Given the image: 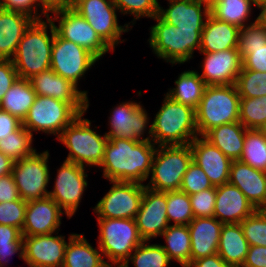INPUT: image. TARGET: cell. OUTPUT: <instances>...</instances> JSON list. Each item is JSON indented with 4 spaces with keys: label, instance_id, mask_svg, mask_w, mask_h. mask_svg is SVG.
I'll return each mask as SVG.
<instances>
[{
    "label": "cell",
    "instance_id": "obj_19",
    "mask_svg": "<svg viewBox=\"0 0 266 267\" xmlns=\"http://www.w3.org/2000/svg\"><path fill=\"white\" fill-rule=\"evenodd\" d=\"M58 233L23 236V261L29 267H62L68 242Z\"/></svg>",
    "mask_w": 266,
    "mask_h": 267
},
{
    "label": "cell",
    "instance_id": "obj_32",
    "mask_svg": "<svg viewBox=\"0 0 266 267\" xmlns=\"http://www.w3.org/2000/svg\"><path fill=\"white\" fill-rule=\"evenodd\" d=\"M174 83L176 87L168 89L166 95L196 110L207 87L199 72L194 70L181 72Z\"/></svg>",
    "mask_w": 266,
    "mask_h": 267
},
{
    "label": "cell",
    "instance_id": "obj_7",
    "mask_svg": "<svg viewBox=\"0 0 266 267\" xmlns=\"http://www.w3.org/2000/svg\"><path fill=\"white\" fill-rule=\"evenodd\" d=\"M98 246L110 267H121L131 253L144 241L135 219L97 218Z\"/></svg>",
    "mask_w": 266,
    "mask_h": 267
},
{
    "label": "cell",
    "instance_id": "obj_54",
    "mask_svg": "<svg viewBox=\"0 0 266 267\" xmlns=\"http://www.w3.org/2000/svg\"><path fill=\"white\" fill-rule=\"evenodd\" d=\"M242 267H266V246H250Z\"/></svg>",
    "mask_w": 266,
    "mask_h": 267
},
{
    "label": "cell",
    "instance_id": "obj_34",
    "mask_svg": "<svg viewBox=\"0 0 266 267\" xmlns=\"http://www.w3.org/2000/svg\"><path fill=\"white\" fill-rule=\"evenodd\" d=\"M165 244L161 245L171 261L186 267L191 262V243L188 225L170 224L161 234Z\"/></svg>",
    "mask_w": 266,
    "mask_h": 267
},
{
    "label": "cell",
    "instance_id": "obj_57",
    "mask_svg": "<svg viewBox=\"0 0 266 267\" xmlns=\"http://www.w3.org/2000/svg\"><path fill=\"white\" fill-rule=\"evenodd\" d=\"M41 3L50 11L60 7H69L74 0H40Z\"/></svg>",
    "mask_w": 266,
    "mask_h": 267
},
{
    "label": "cell",
    "instance_id": "obj_51",
    "mask_svg": "<svg viewBox=\"0 0 266 267\" xmlns=\"http://www.w3.org/2000/svg\"><path fill=\"white\" fill-rule=\"evenodd\" d=\"M242 70L266 72V45L258 49H249V54L242 60Z\"/></svg>",
    "mask_w": 266,
    "mask_h": 267
},
{
    "label": "cell",
    "instance_id": "obj_3",
    "mask_svg": "<svg viewBox=\"0 0 266 267\" xmlns=\"http://www.w3.org/2000/svg\"><path fill=\"white\" fill-rule=\"evenodd\" d=\"M152 122V141L158 146L186 145L198 135L195 109L165 94Z\"/></svg>",
    "mask_w": 266,
    "mask_h": 267
},
{
    "label": "cell",
    "instance_id": "obj_5",
    "mask_svg": "<svg viewBox=\"0 0 266 267\" xmlns=\"http://www.w3.org/2000/svg\"><path fill=\"white\" fill-rule=\"evenodd\" d=\"M240 99L235 84L207 85L195 110L198 135L203 136L216 126L239 121Z\"/></svg>",
    "mask_w": 266,
    "mask_h": 267
},
{
    "label": "cell",
    "instance_id": "obj_59",
    "mask_svg": "<svg viewBox=\"0 0 266 267\" xmlns=\"http://www.w3.org/2000/svg\"><path fill=\"white\" fill-rule=\"evenodd\" d=\"M254 6H256L258 9L266 4V0H250Z\"/></svg>",
    "mask_w": 266,
    "mask_h": 267
},
{
    "label": "cell",
    "instance_id": "obj_17",
    "mask_svg": "<svg viewBox=\"0 0 266 267\" xmlns=\"http://www.w3.org/2000/svg\"><path fill=\"white\" fill-rule=\"evenodd\" d=\"M36 95L53 97L71 104L80 114L89 108L88 91L78 90L75 84L55 73L51 68L29 79Z\"/></svg>",
    "mask_w": 266,
    "mask_h": 267
},
{
    "label": "cell",
    "instance_id": "obj_23",
    "mask_svg": "<svg viewBox=\"0 0 266 267\" xmlns=\"http://www.w3.org/2000/svg\"><path fill=\"white\" fill-rule=\"evenodd\" d=\"M193 161L203 169L213 186L228 183L232 160L203 136L189 144Z\"/></svg>",
    "mask_w": 266,
    "mask_h": 267
},
{
    "label": "cell",
    "instance_id": "obj_61",
    "mask_svg": "<svg viewBox=\"0 0 266 267\" xmlns=\"http://www.w3.org/2000/svg\"><path fill=\"white\" fill-rule=\"evenodd\" d=\"M259 210H261V211H263V212L266 213V202H265V204Z\"/></svg>",
    "mask_w": 266,
    "mask_h": 267
},
{
    "label": "cell",
    "instance_id": "obj_47",
    "mask_svg": "<svg viewBox=\"0 0 266 267\" xmlns=\"http://www.w3.org/2000/svg\"><path fill=\"white\" fill-rule=\"evenodd\" d=\"M27 202L22 198L0 203V224L14 226L22 231Z\"/></svg>",
    "mask_w": 266,
    "mask_h": 267
},
{
    "label": "cell",
    "instance_id": "obj_38",
    "mask_svg": "<svg viewBox=\"0 0 266 267\" xmlns=\"http://www.w3.org/2000/svg\"><path fill=\"white\" fill-rule=\"evenodd\" d=\"M143 241L124 262L123 265L132 263L135 267H168L171 260L161 244H148Z\"/></svg>",
    "mask_w": 266,
    "mask_h": 267
},
{
    "label": "cell",
    "instance_id": "obj_43",
    "mask_svg": "<svg viewBox=\"0 0 266 267\" xmlns=\"http://www.w3.org/2000/svg\"><path fill=\"white\" fill-rule=\"evenodd\" d=\"M266 45V27L257 17L254 22L239 29L238 51L242 60L249 54V49H258Z\"/></svg>",
    "mask_w": 266,
    "mask_h": 267
},
{
    "label": "cell",
    "instance_id": "obj_56",
    "mask_svg": "<svg viewBox=\"0 0 266 267\" xmlns=\"http://www.w3.org/2000/svg\"><path fill=\"white\" fill-rule=\"evenodd\" d=\"M14 161L8 156L0 152V176H5L12 173Z\"/></svg>",
    "mask_w": 266,
    "mask_h": 267
},
{
    "label": "cell",
    "instance_id": "obj_48",
    "mask_svg": "<svg viewBox=\"0 0 266 267\" xmlns=\"http://www.w3.org/2000/svg\"><path fill=\"white\" fill-rule=\"evenodd\" d=\"M1 9L25 14L34 20H42L44 16L48 18L49 15V10L40 0H1Z\"/></svg>",
    "mask_w": 266,
    "mask_h": 267
},
{
    "label": "cell",
    "instance_id": "obj_53",
    "mask_svg": "<svg viewBox=\"0 0 266 267\" xmlns=\"http://www.w3.org/2000/svg\"><path fill=\"white\" fill-rule=\"evenodd\" d=\"M21 126L22 121L18 117L0 109V140L6 138Z\"/></svg>",
    "mask_w": 266,
    "mask_h": 267
},
{
    "label": "cell",
    "instance_id": "obj_21",
    "mask_svg": "<svg viewBox=\"0 0 266 267\" xmlns=\"http://www.w3.org/2000/svg\"><path fill=\"white\" fill-rule=\"evenodd\" d=\"M66 213L49 196L27 202L22 236L51 234L60 231Z\"/></svg>",
    "mask_w": 266,
    "mask_h": 267
},
{
    "label": "cell",
    "instance_id": "obj_4",
    "mask_svg": "<svg viewBox=\"0 0 266 267\" xmlns=\"http://www.w3.org/2000/svg\"><path fill=\"white\" fill-rule=\"evenodd\" d=\"M156 24L150 27L149 45L154 54L167 63L183 64L193 58L194 50L200 51L203 30L180 29L153 17Z\"/></svg>",
    "mask_w": 266,
    "mask_h": 267
},
{
    "label": "cell",
    "instance_id": "obj_39",
    "mask_svg": "<svg viewBox=\"0 0 266 267\" xmlns=\"http://www.w3.org/2000/svg\"><path fill=\"white\" fill-rule=\"evenodd\" d=\"M166 212L169 224L188 225L195 218L189 195L180 190L167 192Z\"/></svg>",
    "mask_w": 266,
    "mask_h": 267
},
{
    "label": "cell",
    "instance_id": "obj_2",
    "mask_svg": "<svg viewBox=\"0 0 266 267\" xmlns=\"http://www.w3.org/2000/svg\"><path fill=\"white\" fill-rule=\"evenodd\" d=\"M54 37L55 29L49 18L34 20L30 24L11 59L19 78L29 80L50 69Z\"/></svg>",
    "mask_w": 266,
    "mask_h": 267
},
{
    "label": "cell",
    "instance_id": "obj_30",
    "mask_svg": "<svg viewBox=\"0 0 266 267\" xmlns=\"http://www.w3.org/2000/svg\"><path fill=\"white\" fill-rule=\"evenodd\" d=\"M247 128L239 121L216 126L203 137L219 148L231 160H239L244 147Z\"/></svg>",
    "mask_w": 266,
    "mask_h": 267
},
{
    "label": "cell",
    "instance_id": "obj_8",
    "mask_svg": "<svg viewBox=\"0 0 266 267\" xmlns=\"http://www.w3.org/2000/svg\"><path fill=\"white\" fill-rule=\"evenodd\" d=\"M193 161L189 144L157 146L149 182L145 187L159 192L180 190L183 176Z\"/></svg>",
    "mask_w": 266,
    "mask_h": 267
},
{
    "label": "cell",
    "instance_id": "obj_35",
    "mask_svg": "<svg viewBox=\"0 0 266 267\" xmlns=\"http://www.w3.org/2000/svg\"><path fill=\"white\" fill-rule=\"evenodd\" d=\"M251 7L250 0H215L210 4V14L219 21L243 28L250 23Z\"/></svg>",
    "mask_w": 266,
    "mask_h": 267
},
{
    "label": "cell",
    "instance_id": "obj_55",
    "mask_svg": "<svg viewBox=\"0 0 266 267\" xmlns=\"http://www.w3.org/2000/svg\"><path fill=\"white\" fill-rule=\"evenodd\" d=\"M186 267H233L226 263L218 253L191 261Z\"/></svg>",
    "mask_w": 266,
    "mask_h": 267
},
{
    "label": "cell",
    "instance_id": "obj_45",
    "mask_svg": "<svg viewBox=\"0 0 266 267\" xmlns=\"http://www.w3.org/2000/svg\"><path fill=\"white\" fill-rule=\"evenodd\" d=\"M243 234L250 246H266V213L257 209L241 223Z\"/></svg>",
    "mask_w": 266,
    "mask_h": 267
},
{
    "label": "cell",
    "instance_id": "obj_13",
    "mask_svg": "<svg viewBox=\"0 0 266 267\" xmlns=\"http://www.w3.org/2000/svg\"><path fill=\"white\" fill-rule=\"evenodd\" d=\"M109 191L95 207L97 218L135 219L144 194L145 184L137 182L110 181Z\"/></svg>",
    "mask_w": 266,
    "mask_h": 267
},
{
    "label": "cell",
    "instance_id": "obj_46",
    "mask_svg": "<svg viewBox=\"0 0 266 267\" xmlns=\"http://www.w3.org/2000/svg\"><path fill=\"white\" fill-rule=\"evenodd\" d=\"M213 187V184L210 182L209 177L205 174L203 169L192 161L183 176L180 191L191 195Z\"/></svg>",
    "mask_w": 266,
    "mask_h": 267
},
{
    "label": "cell",
    "instance_id": "obj_42",
    "mask_svg": "<svg viewBox=\"0 0 266 267\" xmlns=\"http://www.w3.org/2000/svg\"><path fill=\"white\" fill-rule=\"evenodd\" d=\"M235 86L241 98L266 96V72L241 70Z\"/></svg>",
    "mask_w": 266,
    "mask_h": 267
},
{
    "label": "cell",
    "instance_id": "obj_14",
    "mask_svg": "<svg viewBox=\"0 0 266 267\" xmlns=\"http://www.w3.org/2000/svg\"><path fill=\"white\" fill-rule=\"evenodd\" d=\"M98 59L85 48L60 38L56 33L52 46L50 68L77 87Z\"/></svg>",
    "mask_w": 266,
    "mask_h": 267
},
{
    "label": "cell",
    "instance_id": "obj_33",
    "mask_svg": "<svg viewBox=\"0 0 266 267\" xmlns=\"http://www.w3.org/2000/svg\"><path fill=\"white\" fill-rule=\"evenodd\" d=\"M36 96L30 80L18 78L4 94L0 102V109L23 121L30 107L34 104Z\"/></svg>",
    "mask_w": 266,
    "mask_h": 267
},
{
    "label": "cell",
    "instance_id": "obj_37",
    "mask_svg": "<svg viewBox=\"0 0 266 267\" xmlns=\"http://www.w3.org/2000/svg\"><path fill=\"white\" fill-rule=\"evenodd\" d=\"M33 139V135L22 125L18 130L0 140V152L14 162L19 161L36 151L35 147L33 148Z\"/></svg>",
    "mask_w": 266,
    "mask_h": 267
},
{
    "label": "cell",
    "instance_id": "obj_1",
    "mask_svg": "<svg viewBox=\"0 0 266 267\" xmlns=\"http://www.w3.org/2000/svg\"><path fill=\"white\" fill-rule=\"evenodd\" d=\"M157 145L153 141H135L109 138L99 168L109 181L137 182L143 184L150 176Z\"/></svg>",
    "mask_w": 266,
    "mask_h": 267
},
{
    "label": "cell",
    "instance_id": "obj_16",
    "mask_svg": "<svg viewBox=\"0 0 266 267\" xmlns=\"http://www.w3.org/2000/svg\"><path fill=\"white\" fill-rule=\"evenodd\" d=\"M149 119L146 109L140 102L119 103L111 110L108 121L110 130L105 134L108 139L116 137L135 141H152V125H149ZM148 126H150L149 130ZM146 132H148V137L143 138Z\"/></svg>",
    "mask_w": 266,
    "mask_h": 267
},
{
    "label": "cell",
    "instance_id": "obj_22",
    "mask_svg": "<svg viewBox=\"0 0 266 267\" xmlns=\"http://www.w3.org/2000/svg\"><path fill=\"white\" fill-rule=\"evenodd\" d=\"M168 8L159 4L158 17L171 25L186 30H203L210 15V4L204 0H167Z\"/></svg>",
    "mask_w": 266,
    "mask_h": 267
},
{
    "label": "cell",
    "instance_id": "obj_11",
    "mask_svg": "<svg viewBox=\"0 0 266 267\" xmlns=\"http://www.w3.org/2000/svg\"><path fill=\"white\" fill-rule=\"evenodd\" d=\"M84 17L101 39L114 51L123 33L131 27L126 23L119 25L118 9L112 0H74L70 6Z\"/></svg>",
    "mask_w": 266,
    "mask_h": 267
},
{
    "label": "cell",
    "instance_id": "obj_6",
    "mask_svg": "<svg viewBox=\"0 0 266 267\" xmlns=\"http://www.w3.org/2000/svg\"><path fill=\"white\" fill-rule=\"evenodd\" d=\"M80 114L71 124L64 128L57 138L69 153L65 161L82 167H99L102 163L108 137L98 134L91 128V121Z\"/></svg>",
    "mask_w": 266,
    "mask_h": 267
},
{
    "label": "cell",
    "instance_id": "obj_28",
    "mask_svg": "<svg viewBox=\"0 0 266 267\" xmlns=\"http://www.w3.org/2000/svg\"><path fill=\"white\" fill-rule=\"evenodd\" d=\"M239 29L235 25L217 20L210 14L201 33L199 52L212 53L237 48Z\"/></svg>",
    "mask_w": 266,
    "mask_h": 267
},
{
    "label": "cell",
    "instance_id": "obj_62",
    "mask_svg": "<svg viewBox=\"0 0 266 267\" xmlns=\"http://www.w3.org/2000/svg\"><path fill=\"white\" fill-rule=\"evenodd\" d=\"M206 3H208V4H211V3H213L215 0H204Z\"/></svg>",
    "mask_w": 266,
    "mask_h": 267
},
{
    "label": "cell",
    "instance_id": "obj_52",
    "mask_svg": "<svg viewBox=\"0 0 266 267\" xmlns=\"http://www.w3.org/2000/svg\"><path fill=\"white\" fill-rule=\"evenodd\" d=\"M20 198L12 173L0 176V203L16 201Z\"/></svg>",
    "mask_w": 266,
    "mask_h": 267
},
{
    "label": "cell",
    "instance_id": "obj_25",
    "mask_svg": "<svg viewBox=\"0 0 266 267\" xmlns=\"http://www.w3.org/2000/svg\"><path fill=\"white\" fill-rule=\"evenodd\" d=\"M228 183L238 187L245 197L260 209L266 202V172L240 160H232Z\"/></svg>",
    "mask_w": 266,
    "mask_h": 267
},
{
    "label": "cell",
    "instance_id": "obj_10",
    "mask_svg": "<svg viewBox=\"0 0 266 267\" xmlns=\"http://www.w3.org/2000/svg\"><path fill=\"white\" fill-rule=\"evenodd\" d=\"M80 113L69 103L53 97L37 95L22 125L33 135L43 132L58 138L65 127L71 124Z\"/></svg>",
    "mask_w": 266,
    "mask_h": 267
},
{
    "label": "cell",
    "instance_id": "obj_58",
    "mask_svg": "<svg viewBox=\"0 0 266 267\" xmlns=\"http://www.w3.org/2000/svg\"><path fill=\"white\" fill-rule=\"evenodd\" d=\"M259 9L261 12L257 17V20L266 27V4L261 6Z\"/></svg>",
    "mask_w": 266,
    "mask_h": 267
},
{
    "label": "cell",
    "instance_id": "obj_60",
    "mask_svg": "<svg viewBox=\"0 0 266 267\" xmlns=\"http://www.w3.org/2000/svg\"><path fill=\"white\" fill-rule=\"evenodd\" d=\"M258 130L266 137V121L258 128Z\"/></svg>",
    "mask_w": 266,
    "mask_h": 267
},
{
    "label": "cell",
    "instance_id": "obj_50",
    "mask_svg": "<svg viewBox=\"0 0 266 267\" xmlns=\"http://www.w3.org/2000/svg\"><path fill=\"white\" fill-rule=\"evenodd\" d=\"M19 78L11 60L0 59V102L4 94Z\"/></svg>",
    "mask_w": 266,
    "mask_h": 267
},
{
    "label": "cell",
    "instance_id": "obj_20",
    "mask_svg": "<svg viewBox=\"0 0 266 267\" xmlns=\"http://www.w3.org/2000/svg\"><path fill=\"white\" fill-rule=\"evenodd\" d=\"M204 59L200 64V77L207 85L235 84L241 72L242 58L237 48L212 53L200 52Z\"/></svg>",
    "mask_w": 266,
    "mask_h": 267
},
{
    "label": "cell",
    "instance_id": "obj_27",
    "mask_svg": "<svg viewBox=\"0 0 266 267\" xmlns=\"http://www.w3.org/2000/svg\"><path fill=\"white\" fill-rule=\"evenodd\" d=\"M33 21L25 14L0 9V59H12L24 32Z\"/></svg>",
    "mask_w": 266,
    "mask_h": 267
},
{
    "label": "cell",
    "instance_id": "obj_12",
    "mask_svg": "<svg viewBox=\"0 0 266 267\" xmlns=\"http://www.w3.org/2000/svg\"><path fill=\"white\" fill-rule=\"evenodd\" d=\"M49 157L48 150L42 153L35 151L32 155L14 162L12 175L20 197L26 202L49 195Z\"/></svg>",
    "mask_w": 266,
    "mask_h": 267
},
{
    "label": "cell",
    "instance_id": "obj_9",
    "mask_svg": "<svg viewBox=\"0 0 266 267\" xmlns=\"http://www.w3.org/2000/svg\"><path fill=\"white\" fill-rule=\"evenodd\" d=\"M48 18L53 23L55 33L60 38L85 48L98 60L109 51L114 52L95 32L87 20L70 6L50 10ZM56 21H58V26L55 24Z\"/></svg>",
    "mask_w": 266,
    "mask_h": 267
},
{
    "label": "cell",
    "instance_id": "obj_40",
    "mask_svg": "<svg viewBox=\"0 0 266 267\" xmlns=\"http://www.w3.org/2000/svg\"><path fill=\"white\" fill-rule=\"evenodd\" d=\"M266 121V96L241 98L239 122L247 129H258Z\"/></svg>",
    "mask_w": 266,
    "mask_h": 267
},
{
    "label": "cell",
    "instance_id": "obj_31",
    "mask_svg": "<svg viewBox=\"0 0 266 267\" xmlns=\"http://www.w3.org/2000/svg\"><path fill=\"white\" fill-rule=\"evenodd\" d=\"M249 247L240 223L223 224L217 253L226 263L242 267Z\"/></svg>",
    "mask_w": 266,
    "mask_h": 267
},
{
    "label": "cell",
    "instance_id": "obj_15",
    "mask_svg": "<svg viewBox=\"0 0 266 267\" xmlns=\"http://www.w3.org/2000/svg\"><path fill=\"white\" fill-rule=\"evenodd\" d=\"M85 170V167L64 160L57 169L54 188L49 191L48 196L63 209L69 219L76 213L88 186Z\"/></svg>",
    "mask_w": 266,
    "mask_h": 267
},
{
    "label": "cell",
    "instance_id": "obj_29",
    "mask_svg": "<svg viewBox=\"0 0 266 267\" xmlns=\"http://www.w3.org/2000/svg\"><path fill=\"white\" fill-rule=\"evenodd\" d=\"M62 267H110L97 245L93 248L83 234L70 233Z\"/></svg>",
    "mask_w": 266,
    "mask_h": 267
},
{
    "label": "cell",
    "instance_id": "obj_41",
    "mask_svg": "<svg viewBox=\"0 0 266 267\" xmlns=\"http://www.w3.org/2000/svg\"><path fill=\"white\" fill-rule=\"evenodd\" d=\"M18 254L24 260V245L21 231L14 226L0 224V267L8 265L9 257Z\"/></svg>",
    "mask_w": 266,
    "mask_h": 267
},
{
    "label": "cell",
    "instance_id": "obj_24",
    "mask_svg": "<svg viewBox=\"0 0 266 267\" xmlns=\"http://www.w3.org/2000/svg\"><path fill=\"white\" fill-rule=\"evenodd\" d=\"M256 210L238 187L230 183L216 186L214 217L223 224L241 223Z\"/></svg>",
    "mask_w": 266,
    "mask_h": 267
},
{
    "label": "cell",
    "instance_id": "obj_18",
    "mask_svg": "<svg viewBox=\"0 0 266 267\" xmlns=\"http://www.w3.org/2000/svg\"><path fill=\"white\" fill-rule=\"evenodd\" d=\"M166 210L167 192L144 187L140 209L135 217L139 235L144 241L161 236L170 225Z\"/></svg>",
    "mask_w": 266,
    "mask_h": 267
},
{
    "label": "cell",
    "instance_id": "obj_49",
    "mask_svg": "<svg viewBox=\"0 0 266 267\" xmlns=\"http://www.w3.org/2000/svg\"><path fill=\"white\" fill-rule=\"evenodd\" d=\"M189 197L194 217H214L216 186L191 194Z\"/></svg>",
    "mask_w": 266,
    "mask_h": 267
},
{
    "label": "cell",
    "instance_id": "obj_36",
    "mask_svg": "<svg viewBox=\"0 0 266 267\" xmlns=\"http://www.w3.org/2000/svg\"><path fill=\"white\" fill-rule=\"evenodd\" d=\"M239 160L257 170L266 172V137L258 129H247Z\"/></svg>",
    "mask_w": 266,
    "mask_h": 267
},
{
    "label": "cell",
    "instance_id": "obj_26",
    "mask_svg": "<svg viewBox=\"0 0 266 267\" xmlns=\"http://www.w3.org/2000/svg\"><path fill=\"white\" fill-rule=\"evenodd\" d=\"M223 223L215 217H195L189 224L191 261L217 253Z\"/></svg>",
    "mask_w": 266,
    "mask_h": 267
},
{
    "label": "cell",
    "instance_id": "obj_44",
    "mask_svg": "<svg viewBox=\"0 0 266 267\" xmlns=\"http://www.w3.org/2000/svg\"><path fill=\"white\" fill-rule=\"evenodd\" d=\"M117 7L119 13L124 15H133V21L128 25L132 28L136 20L142 17L152 19L158 15L159 2L158 0H112ZM132 23V25H130Z\"/></svg>",
    "mask_w": 266,
    "mask_h": 267
}]
</instances>
